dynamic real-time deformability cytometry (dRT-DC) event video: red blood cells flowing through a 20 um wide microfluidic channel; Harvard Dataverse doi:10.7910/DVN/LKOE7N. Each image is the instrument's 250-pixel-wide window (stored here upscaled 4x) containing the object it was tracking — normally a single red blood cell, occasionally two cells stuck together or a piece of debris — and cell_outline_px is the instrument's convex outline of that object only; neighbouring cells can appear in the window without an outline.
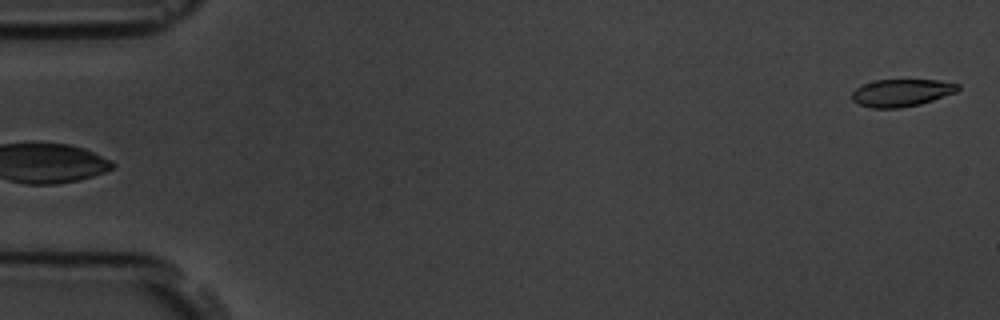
{"species": "common noctule bat (a hibernating species)", "species_latin": "Nyctalus noctula", "temperature_condition": "room temperature", "stored_images_in_passage": 6, "segment_of_instrument_passage": [2, 2], "camera_frame_rate_fps": 3000, "um_per_image_px": 0.085, "animal": {"sex": "male", "body_mass_g": 19.5, "forearm_length_mm": 54.6}, "frame": {"image": 1, "passage_image": 6, "time_ms": 5.667, "image_size_px": [1000, 320], "cell_outline_px": [[960, 88], [956, 92], [920, 104], [900, 108], [872, 108], [860, 104], [852, 100], [852, 92], [856, 88], [864, 84], [876, 80], [940, 80], [960, 84]], "centroid_in_image_um": [76.64, 7.88], "position_along_channel_um": 8.4, "area_um2": 16.82}}